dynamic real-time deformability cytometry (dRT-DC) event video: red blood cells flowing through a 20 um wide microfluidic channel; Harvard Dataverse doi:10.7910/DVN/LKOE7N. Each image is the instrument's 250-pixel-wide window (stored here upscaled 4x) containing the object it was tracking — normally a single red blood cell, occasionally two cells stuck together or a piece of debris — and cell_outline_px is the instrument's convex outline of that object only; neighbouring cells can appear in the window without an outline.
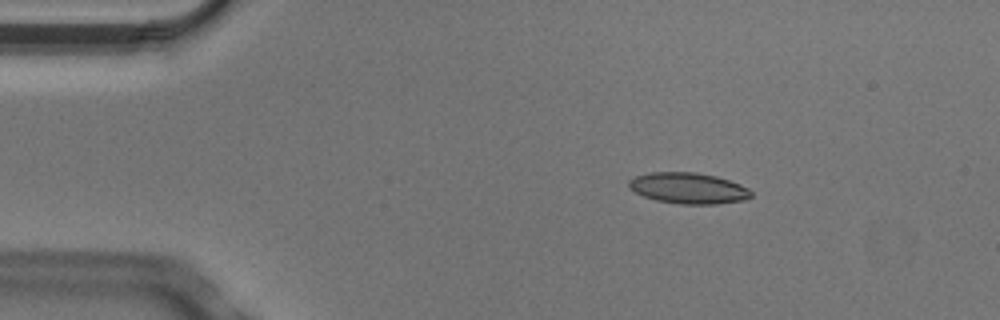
{"species": "Egyptian fruit bat (a non-hibernating species)", "species_latin": "Rousettus aegyptiacus", "temperature_condition": "cold", "stored_images_in_passage": 5, "camera_frame_rate_fps": 3000, "um_per_image_px": 0.085, "animal": {"sex": "male"}, "frame": {"image": 1, "passage_image": 3, "time_ms": 0.667, "image_size_px": [1000, 320], "cell_outline_px": [[752, 196], [744, 200], [716, 204], [680, 204], [656, 200], [644, 196], [628, 188], [628, 180], [636, 176], [652, 172], [696, 172], [716, 176], [740, 184], [748, 188], [752, 192]], "centroid_in_image_um": [58.51, 15.99], "position_along_channel_um": 26.5, "area_um2": 22.08}}